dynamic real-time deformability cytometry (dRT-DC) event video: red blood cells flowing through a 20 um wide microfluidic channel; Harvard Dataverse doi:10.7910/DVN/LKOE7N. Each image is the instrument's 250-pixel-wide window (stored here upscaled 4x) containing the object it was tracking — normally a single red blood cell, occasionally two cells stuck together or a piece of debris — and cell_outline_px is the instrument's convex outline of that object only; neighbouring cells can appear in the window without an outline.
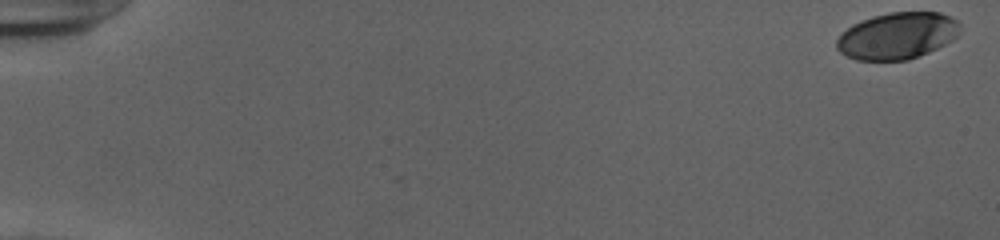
{"species": "human", "species_latin": "Homo sapiens", "temperature_condition": "cold", "stored_images_in_passage": 54, "camera_frame_rate_fps": 3000, "um_per_image_px": 0.085, "donor": {"sex": "female"}, "frame": {"image": 1, "passage_image": 1, "time_ms": 0.0, "image_size_px": [1000, 240], "cell_outline_px": [[960, 24], [956, 36], [952, 40], [928, 52], [908, 60], [856, 60], [840, 52], [836, 48], [836, 40], [852, 24], [872, 16], [888, 12], [940, 12], [956, 20]], "centroid_in_image_um": [76.25, 3.04], "position_along_channel_um": 8.8, "area_um2": 33.29}}
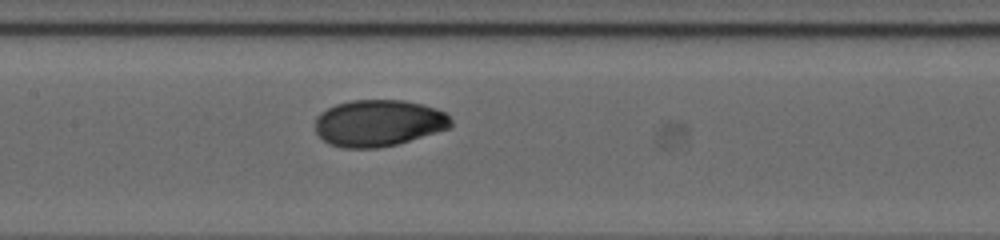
{"frame": {"image": 2, "passage_image": 28, "time_ms": 9.0, "image_size_px": [1000, 240], "cell_outline_px": [[452, 128], [396, 144], [376, 148], [344, 148], [328, 144], [316, 132], [316, 116], [320, 112], [336, 104], [352, 100], [404, 100], [436, 108], [444, 112], [452, 120]], "centroid_in_image_um": [32.18, 10.46], "position_along_channel_um": 175.2, "area_um2": 36.93}}
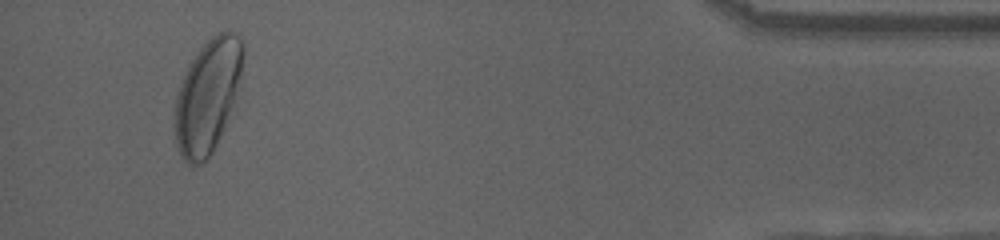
{"frame": {"image": 3, "passage_image": 51, "time_ms": 16.667, "image_size_px": [1000, 240], "cell_outline_px": [[244, 56], [240, 76], [236, 92], [232, 104], [224, 124], [212, 152], [200, 164], [192, 168], [180, 156], [176, 144], [176, 96], [188, 64], [196, 52], [212, 36], [224, 28], [228, 28], [240, 36], [244, 44]], "centroid_in_image_um": [17.65, 8.09], "position_along_channel_um": 417.6, "area_um2": 44.51}, "authors_computed_cell_mechanics": {"area_um2": 35.5181, "velocity_mm_per_s": 3.9112, "shape_relaxation_time_tau1_ms": 3.118, "shape_relaxation_time_tau2_ms": 0.8845, "deformation_change_tau1": 0.1527, "deformation_change_tau2": 0.0306}}